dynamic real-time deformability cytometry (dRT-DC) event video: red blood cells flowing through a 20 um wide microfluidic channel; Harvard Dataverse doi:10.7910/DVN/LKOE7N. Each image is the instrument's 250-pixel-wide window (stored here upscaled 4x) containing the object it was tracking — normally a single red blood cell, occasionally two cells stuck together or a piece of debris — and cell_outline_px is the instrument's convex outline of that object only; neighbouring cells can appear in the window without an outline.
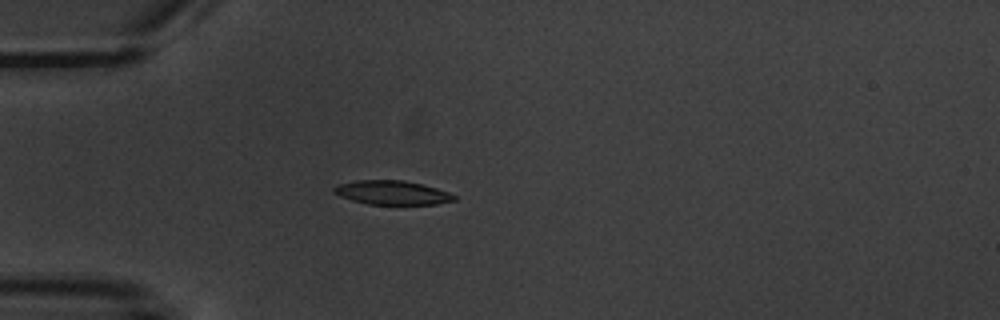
{"species": "common noctule bat (a hibernating species)", "species_latin": "Nyctalus noctula", "temperature_condition": "warm", "stored_images_in_passage": 5, "camera_frame_rate_fps": 3000, "um_per_image_px": 0.085, "animal": {"sex": "male", "body_mass_g": 20.1, "forearm_length_mm": 53.5}, "frame": {"image": 1, "passage_image": 5, "time_ms": 5.333, "image_size_px": [1000, 320], "cell_outline_px": [[456, 200], [436, 204], [368, 204], [352, 200], [340, 196], [332, 192], [332, 188], [340, 184], [356, 180], [404, 180], [436, 188], [448, 192], [456, 196]], "centroid_in_image_um": [33.31, 16.37], "position_along_channel_um": 51.7, "area_um2": 16.7}}